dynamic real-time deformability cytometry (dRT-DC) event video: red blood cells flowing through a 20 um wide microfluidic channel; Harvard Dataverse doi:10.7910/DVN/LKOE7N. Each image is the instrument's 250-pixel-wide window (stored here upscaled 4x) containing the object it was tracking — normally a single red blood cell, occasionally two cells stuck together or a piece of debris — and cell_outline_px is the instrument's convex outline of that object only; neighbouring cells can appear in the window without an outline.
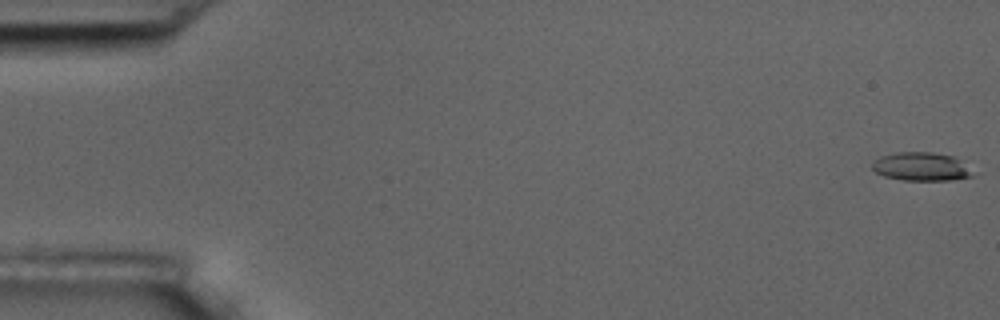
{"species": "common noctule bat (a hibernating species)", "species_latin": "Nyctalus noctula", "temperature_condition": "room temperature", "stored_images_in_passage": 5, "camera_frame_rate_fps": 3000, "um_per_image_px": 0.085, "animal": {"sex": "male", "body_mass_g": 17.5, "forearm_length_mm": 52.3}, "frame": {"image": 1, "passage_image": 1, "time_ms": 0.0, "image_size_px": [1000, 320], "cell_outline_px": [[976, 176], [952, 180], [904, 180], [884, 176], [876, 172], [872, 168], [872, 160], [880, 156], [896, 152], [932, 152], [956, 156]], "centroid_in_image_um": [78.3, 14.15], "position_along_channel_um": 6.7, "area_um2": 16.82}}
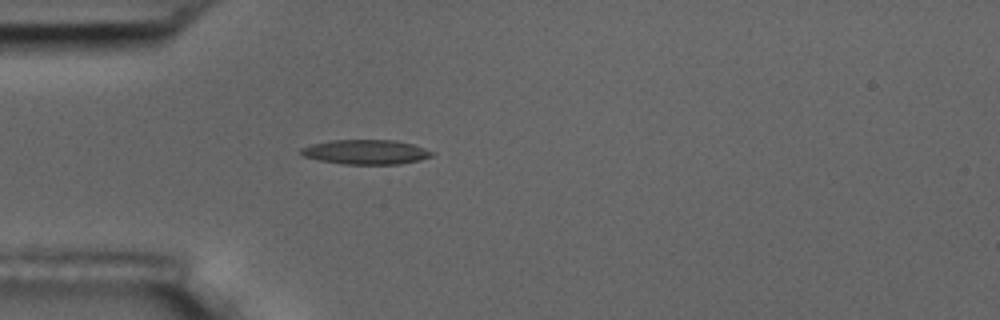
{"frame": {"image": 2, "passage_image": 5, "time_ms": 5.333, "image_size_px": [1000, 320], "cell_outline_px": [[436, 152], [432, 156], [420, 160], [400, 164], [344, 164], [320, 160], [304, 156], [300, 152], [300, 148], [312, 144], [332, 140], [396, 140], [412, 144]], "centroid_in_image_um": [31.13, 12.92], "position_along_channel_um": 53.9, "area_um2": 18.73}}